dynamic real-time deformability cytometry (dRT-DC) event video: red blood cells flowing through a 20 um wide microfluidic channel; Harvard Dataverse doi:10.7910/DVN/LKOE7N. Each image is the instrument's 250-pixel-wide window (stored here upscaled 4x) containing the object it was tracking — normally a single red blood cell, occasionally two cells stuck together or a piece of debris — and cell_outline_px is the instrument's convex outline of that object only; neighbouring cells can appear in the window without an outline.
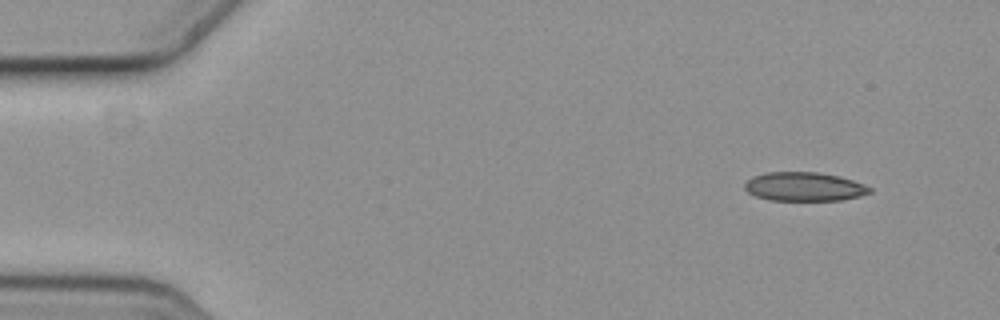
{"species": "common noctule bat (a hibernating species)", "species_latin": "Nyctalus noctula", "temperature_condition": "cold", "stored_images_in_passage": 4, "camera_frame_rate_fps": 3000, "um_per_image_px": 0.085, "animal": {"sex": "female", "body_mass_g": 19.3, "forearm_length_mm": 54.1}, "frame": {"image": 1, "passage_image": 1, "time_ms": 0.0, "image_size_px": [1000, 320], "cell_outline_px": [[872, 192], [860, 196], [840, 200], [772, 200], [756, 196], [748, 192], [744, 188], [744, 184], [752, 176], [764, 172], [816, 172], [840, 176], [864, 184], [872, 188]], "centroid_in_image_um": [68.36, 15.86], "position_along_channel_um": 16.6, "area_um2": 21.04}}
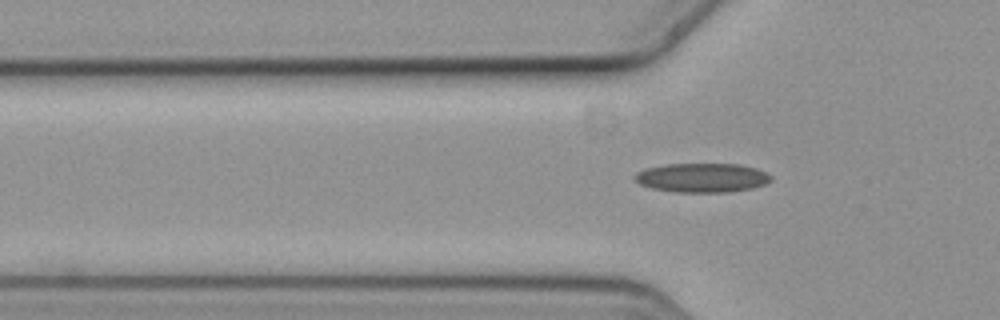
{"frame": {"image": 2, "passage_image": 4, "time_ms": 1.0, "image_size_px": [1000, 320], "cell_outline_px": [[772, 180], [764, 184], [752, 188], [728, 192], [672, 192], [652, 188], [640, 184], [632, 176], [636, 172], [644, 168], [664, 164], [740, 164], [756, 168], [772, 176]], "centroid_in_image_um": [59.64, 15.1], "position_along_channel_um": 66.2, "area_um2": 23.29}}